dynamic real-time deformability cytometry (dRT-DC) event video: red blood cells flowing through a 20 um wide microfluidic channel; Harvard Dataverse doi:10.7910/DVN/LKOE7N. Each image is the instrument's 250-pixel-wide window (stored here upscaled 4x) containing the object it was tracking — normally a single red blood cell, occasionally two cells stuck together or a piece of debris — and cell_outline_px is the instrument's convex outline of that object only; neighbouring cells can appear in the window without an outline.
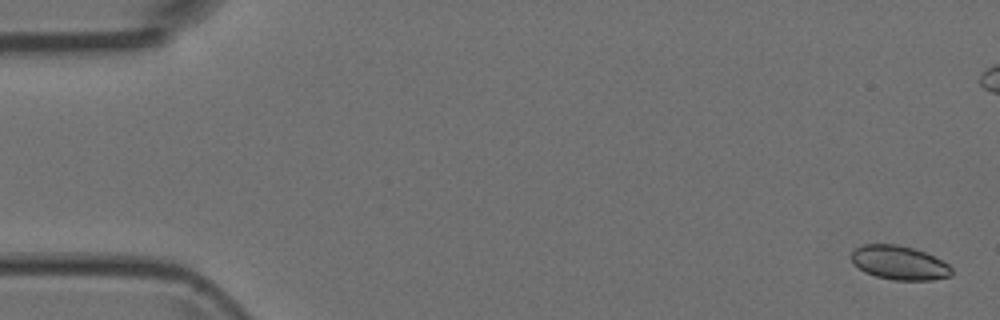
{"species": "Egyptian fruit bat (a non-hibernating species)", "species_latin": "Rousettus aegyptiacus", "temperature_condition": "room temperature", "stored_images_in_passage": 51, "camera_frame_rate_fps": 3000, "um_per_image_px": 0.085, "animal": {"sex": "female"}, "frame": {"image": 1, "passage_image": 1, "time_ms": 0.0, "image_size_px": [1000, 320], "cell_outline_px": [[952, 276], [932, 280], [892, 280], [876, 276], [864, 272], [852, 260], [852, 252], [856, 248], [864, 244], [896, 244], [912, 248], [924, 252], [948, 264], [952, 268]], "centroid_in_image_um": [76.45, 22.34], "position_along_channel_um": 8.5, "area_um2": 19.65}}
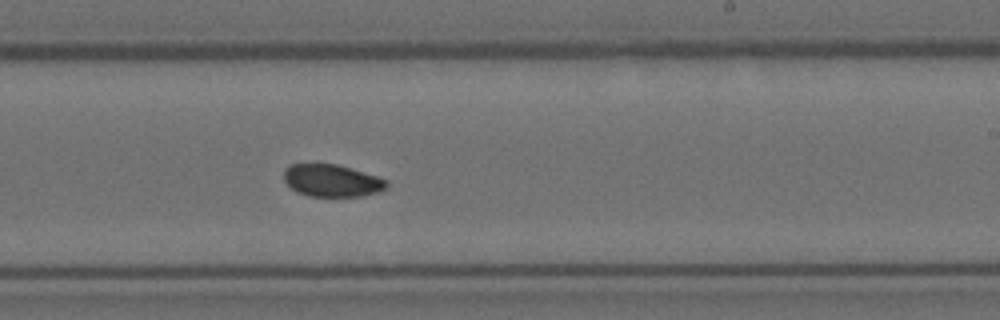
{"frame": {"image": 2, "passage_image": 30, "time_ms": 9.667, "image_size_px": [1000, 320], "cell_outline_px": [[388, 188], [376, 192], [360, 196], [308, 196], [296, 192], [284, 180], [284, 168], [288, 164], [336, 164], [376, 176], [388, 180]], "centroid_in_image_um": [28.19, 15.35], "position_along_channel_um": 260.8, "area_um2": 19.25}}
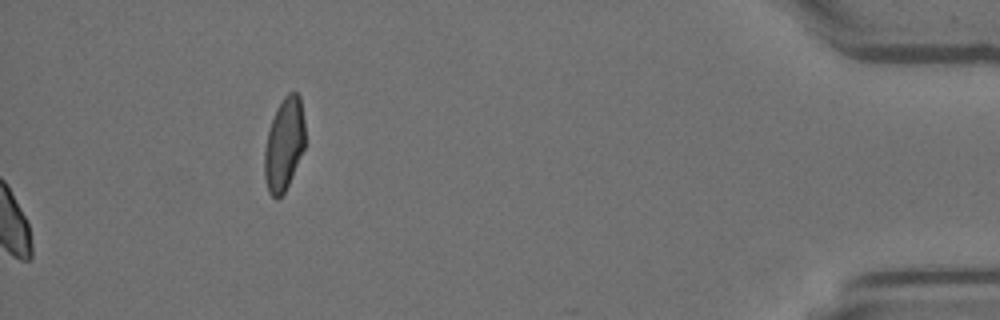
{"frame": {"image": 3, "passage_image": 51, "time_ms": 16.667, "image_size_px": [1000, 320], "cell_outline_px": [[304, 148], [288, 184], [284, 192], [276, 200], [268, 192], [264, 176], [264, 148], [268, 132], [276, 108], [284, 96], [288, 92], [296, 92], [300, 96], [304, 120]], "centroid_in_image_um": [24.13, 12.25], "position_along_channel_um": 411.1, "area_um2": 21.85}}